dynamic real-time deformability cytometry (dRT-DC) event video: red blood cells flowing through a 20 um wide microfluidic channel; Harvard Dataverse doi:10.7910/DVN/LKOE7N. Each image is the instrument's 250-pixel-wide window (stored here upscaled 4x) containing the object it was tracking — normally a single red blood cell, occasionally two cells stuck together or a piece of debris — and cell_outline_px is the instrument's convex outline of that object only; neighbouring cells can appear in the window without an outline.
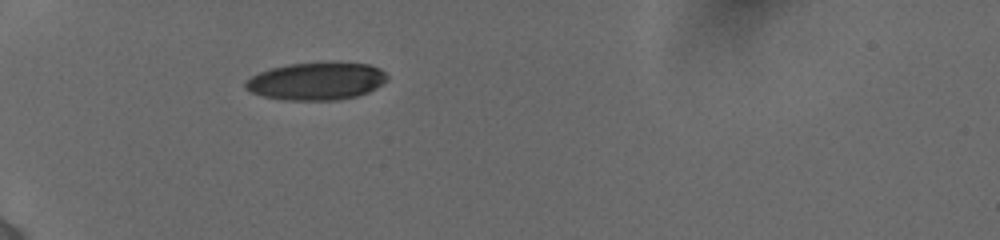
{"species": "human", "species_latin": "Homo sapiens", "temperature_condition": "cold", "stored_images_in_passage": 42, "camera_frame_rate_fps": 3000, "um_per_image_px": 0.085, "donor": {"sex": "female"}, "frame": {"image": 1, "passage_image": 1, "time_ms": 0.0, "image_size_px": [1000, 240], "cell_outline_px": [[388, 80], [376, 88], [368, 92], [356, 96], [340, 100], [284, 100], [264, 96], [252, 92], [244, 88], [244, 80], [260, 72], [272, 68], [288, 64], [368, 64], [380, 68], [388, 76]], "centroid_in_image_um": [26.89, 6.93], "position_along_channel_um": 58.1, "area_um2": 30.58}}
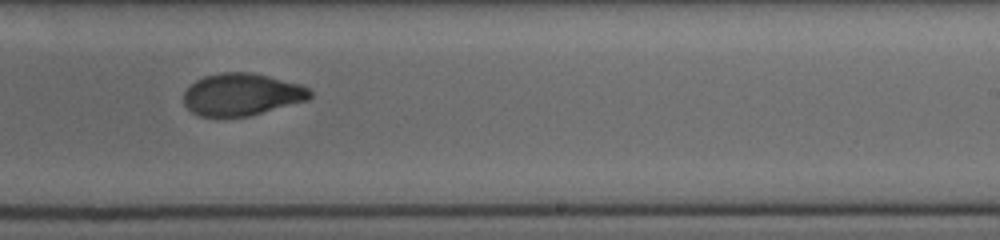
{"frame": {"image": 2, "passage_image": 23, "time_ms": 6.0, "image_size_px": [1000, 240], "cell_outline_px": [[312, 96], [308, 100], [248, 116], [200, 116], [192, 112], [184, 104], [184, 92], [196, 80], [204, 76], [220, 72], [252, 72], [300, 84], [308, 88], [312, 92]], "centroid_in_image_um": [20.55, 8.02], "position_along_channel_um": 268.4, "area_um2": 30.92}}
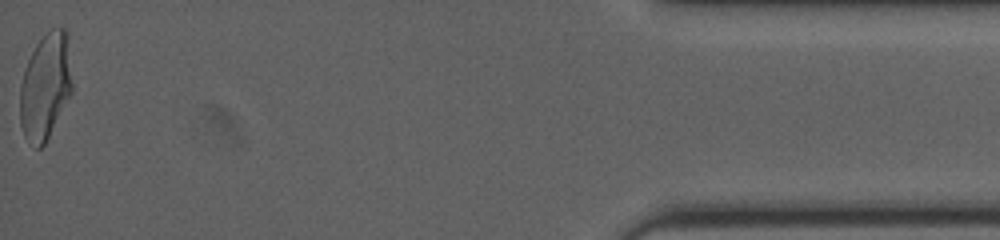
{"frame": {"image": 3, "passage_image": 42, "time_ms": 12.0, "image_size_px": [1000, 240], "cell_outline_px": [[72, 92], [44, 144], [40, 148], [36, 148], [28, 144], [24, 136], [20, 124], [20, 84], [24, 68], [36, 44], [52, 28], [64, 28], [68, 32], [72, 84]], "centroid_in_image_um": [3.85, 7.35], "position_along_channel_um": 431.3, "area_um2": 32.43}, "authors_computed_cell_mechanics": {"area_um2": 32.2524, "velocity_mm_per_s": 3.8875, "shape_relaxation_time_tau1_ms": 4.5407, "shape_relaxation_time_tau2_ms": 1.5415, "deformation_change_tau1": 0.1727, "deformation_change_tau2": 0.0563}}